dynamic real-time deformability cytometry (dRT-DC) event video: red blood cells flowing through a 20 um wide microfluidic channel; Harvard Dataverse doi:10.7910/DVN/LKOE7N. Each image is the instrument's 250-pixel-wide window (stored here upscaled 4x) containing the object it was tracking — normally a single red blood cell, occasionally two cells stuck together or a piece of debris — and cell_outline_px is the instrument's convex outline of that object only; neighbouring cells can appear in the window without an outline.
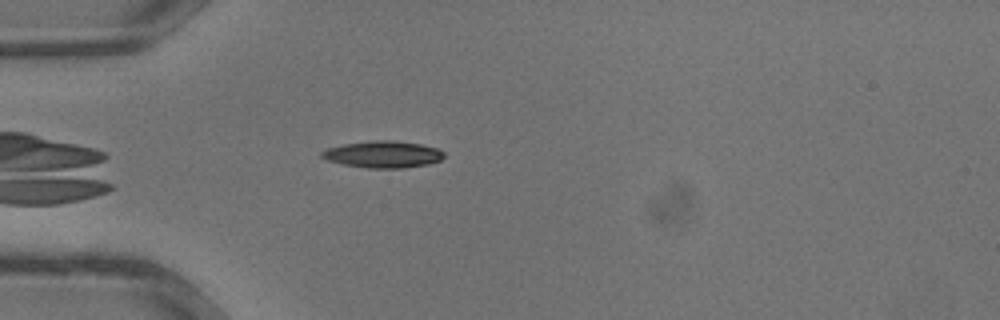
{"species": "common noctule bat (a hibernating species)", "species_latin": "Nyctalus noctula", "temperature_condition": "warm", "stored_images_in_passage": 23, "camera_frame_rate_fps": 3000, "um_per_image_px": 0.085, "animal": {"sex": "male", "body_mass_g": 13.3}, "frame": {"image": 1, "passage_image": 1, "time_ms": 0.0, "image_size_px": [1000, 320], "cell_outline_px": [[444, 156], [440, 160], [428, 164], [404, 168], [368, 168], [344, 164], [328, 160], [320, 156], [320, 152], [328, 148], [344, 144], [372, 140], [392, 140], [420, 144], [436, 148], [444, 152]], "centroid_in_image_um": [32.55, 13.12], "position_along_channel_um": 52.4, "area_um2": 18.96}}
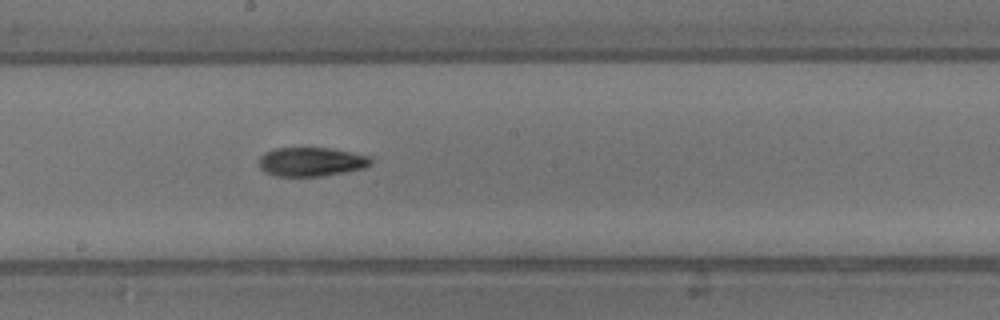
{"frame": {"image": 2, "passage_image": 10, "time_ms": 3.0, "image_size_px": [1000, 320], "cell_outline_px": [[372, 164], [364, 168], [320, 176], [276, 176], [264, 172], [260, 168], [260, 156], [264, 152], [276, 148], [328, 148], [368, 156], [372, 160]], "centroid_in_image_um": [26.42, 13.75], "position_along_channel_um": 221.8, "area_um2": 18.67}}
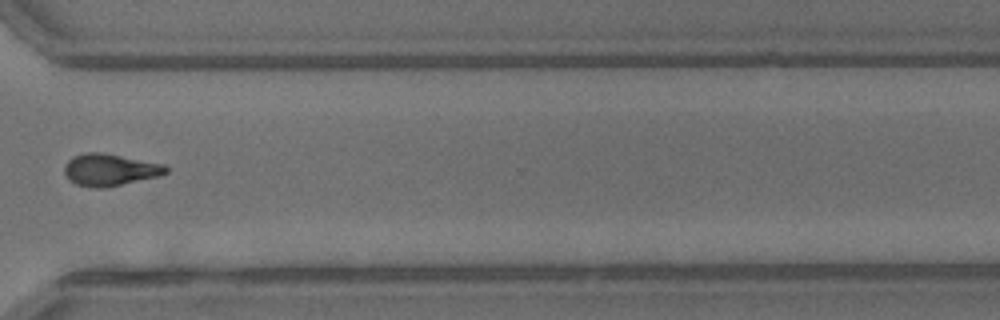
{"frame": {"image": 3, "passage_image": 17, "time_ms": 5.333, "image_size_px": [1000, 320], "cell_outline_px": [[168, 172], [160, 176], [104, 188], [92, 188], [76, 184], [68, 180], [64, 172], [64, 164], [72, 156], [84, 152], [104, 152], [164, 164], [168, 168]], "centroid_in_image_um": [9.32, 14.42], "position_along_channel_um": 361.3, "area_um2": 19.25}}